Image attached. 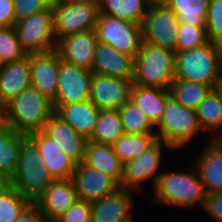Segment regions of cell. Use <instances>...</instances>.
I'll use <instances>...</instances> for the list:
<instances>
[{"label":"cell","mask_w":222,"mask_h":222,"mask_svg":"<svg viewBox=\"0 0 222 222\" xmlns=\"http://www.w3.org/2000/svg\"><path fill=\"white\" fill-rule=\"evenodd\" d=\"M54 180L48 169L41 164L38 166H16L9 182L10 186L34 202Z\"/></svg>","instance_id":"cell-24"},{"label":"cell","mask_w":222,"mask_h":222,"mask_svg":"<svg viewBox=\"0 0 222 222\" xmlns=\"http://www.w3.org/2000/svg\"><path fill=\"white\" fill-rule=\"evenodd\" d=\"M55 222H91V203L77 199Z\"/></svg>","instance_id":"cell-40"},{"label":"cell","mask_w":222,"mask_h":222,"mask_svg":"<svg viewBox=\"0 0 222 222\" xmlns=\"http://www.w3.org/2000/svg\"><path fill=\"white\" fill-rule=\"evenodd\" d=\"M95 32L98 42L136 57L143 42L142 25L99 13Z\"/></svg>","instance_id":"cell-7"},{"label":"cell","mask_w":222,"mask_h":222,"mask_svg":"<svg viewBox=\"0 0 222 222\" xmlns=\"http://www.w3.org/2000/svg\"><path fill=\"white\" fill-rule=\"evenodd\" d=\"M126 134L155 133V125L138 106L129 100L119 109Z\"/></svg>","instance_id":"cell-34"},{"label":"cell","mask_w":222,"mask_h":222,"mask_svg":"<svg viewBox=\"0 0 222 222\" xmlns=\"http://www.w3.org/2000/svg\"><path fill=\"white\" fill-rule=\"evenodd\" d=\"M26 137L6 125L0 129V170L9 179L16 170L21 143Z\"/></svg>","instance_id":"cell-29"},{"label":"cell","mask_w":222,"mask_h":222,"mask_svg":"<svg viewBox=\"0 0 222 222\" xmlns=\"http://www.w3.org/2000/svg\"><path fill=\"white\" fill-rule=\"evenodd\" d=\"M54 113L52 101L32 86L4 105L5 125L25 136L43 131Z\"/></svg>","instance_id":"cell-2"},{"label":"cell","mask_w":222,"mask_h":222,"mask_svg":"<svg viewBox=\"0 0 222 222\" xmlns=\"http://www.w3.org/2000/svg\"><path fill=\"white\" fill-rule=\"evenodd\" d=\"M202 209L217 222H222V191L206 195Z\"/></svg>","instance_id":"cell-42"},{"label":"cell","mask_w":222,"mask_h":222,"mask_svg":"<svg viewBox=\"0 0 222 222\" xmlns=\"http://www.w3.org/2000/svg\"><path fill=\"white\" fill-rule=\"evenodd\" d=\"M145 0H100L99 13L142 25L148 8Z\"/></svg>","instance_id":"cell-28"},{"label":"cell","mask_w":222,"mask_h":222,"mask_svg":"<svg viewBox=\"0 0 222 222\" xmlns=\"http://www.w3.org/2000/svg\"><path fill=\"white\" fill-rule=\"evenodd\" d=\"M43 132L51 137L62 151L76 164L83 162L87 140L54 113L46 122Z\"/></svg>","instance_id":"cell-21"},{"label":"cell","mask_w":222,"mask_h":222,"mask_svg":"<svg viewBox=\"0 0 222 222\" xmlns=\"http://www.w3.org/2000/svg\"><path fill=\"white\" fill-rule=\"evenodd\" d=\"M31 86L52 102L57 94L59 54L56 50L47 53L29 54Z\"/></svg>","instance_id":"cell-18"},{"label":"cell","mask_w":222,"mask_h":222,"mask_svg":"<svg viewBox=\"0 0 222 222\" xmlns=\"http://www.w3.org/2000/svg\"><path fill=\"white\" fill-rule=\"evenodd\" d=\"M208 139L193 164L206 195L222 191V140Z\"/></svg>","instance_id":"cell-17"},{"label":"cell","mask_w":222,"mask_h":222,"mask_svg":"<svg viewBox=\"0 0 222 222\" xmlns=\"http://www.w3.org/2000/svg\"><path fill=\"white\" fill-rule=\"evenodd\" d=\"M42 164V157L33 142L26 137L19 150L17 166H38Z\"/></svg>","instance_id":"cell-41"},{"label":"cell","mask_w":222,"mask_h":222,"mask_svg":"<svg viewBox=\"0 0 222 222\" xmlns=\"http://www.w3.org/2000/svg\"><path fill=\"white\" fill-rule=\"evenodd\" d=\"M176 52L142 42L134 61L133 84L170 89L174 81Z\"/></svg>","instance_id":"cell-4"},{"label":"cell","mask_w":222,"mask_h":222,"mask_svg":"<svg viewBox=\"0 0 222 222\" xmlns=\"http://www.w3.org/2000/svg\"><path fill=\"white\" fill-rule=\"evenodd\" d=\"M170 95V89L142 87L133 84L130 100L135 103L156 125L163 115L166 98Z\"/></svg>","instance_id":"cell-26"},{"label":"cell","mask_w":222,"mask_h":222,"mask_svg":"<svg viewBox=\"0 0 222 222\" xmlns=\"http://www.w3.org/2000/svg\"><path fill=\"white\" fill-rule=\"evenodd\" d=\"M132 80L93 74L89 100L99 109H120L131 97Z\"/></svg>","instance_id":"cell-12"},{"label":"cell","mask_w":222,"mask_h":222,"mask_svg":"<svg viewBox=\"0 0 222 222\" xmlns=\"http://www.w3.org/2000/svg\"><path fill=\"white\" fill-rule=\"evenodd\" d=\"M32 202L12 186L0 191V222H15Z\"/></svg>","instance_id":"cell-35"},{"label":"cell","mask_w":222,"mask_h":222,"mask_svg":"<svg viewBox=\"0 0 222 222\" xmlns=\"http://www.w3.org/2000/svg\"><path fill=\"white\" fill-rule=\"evenodd\" d=\"M178 25L168 5L150 6L142 23L143 42L176 52Z\"/></svg>","instance_id":"cell-10"},{"label":"cell","mask_w":222,"mask_h":222,"mask_svg":"<svg viewBox=\"0 0 222 222\" xmlns=\"http://www.w3.org/2000/svg\"><path fill=\"white\" fill-rule=\"evenodd\" d=\"M174 78L215 89L222 82V46L209 41L203 46L176 52Z\"/></svg>","instance_id":"cell-3"},{"label":"cell","mask_w":222,"mask_h":222,"mask_svg":"<svg viewBox=\"0 0 222 222\" xmlns=\"http://www.w3.org/2000/svg\"><path fill=\"white\" fill-rule=\"evenodd\" d=\"M134 61V57L97 42L91 71L93 74L133 80Z\"/></svg>","instance_id":"cell-20"},{"label":"cell","mask_w":222,"mask_h":222,"mask_svg":"<svg viewBox=\"0 0 222 222\" xmlns=\"http://www.w3.org/2000/svg\"><path fill=\"white\" fill-rule=\"evenodd\" d=\"M15 222H48L40 209L32 202Z\"/></svg>","instance_id":"cell-44"},{"label":"cell","mask_w":222,"mask_h":222,"mask_svg":"<svg viewBox=\"0 0 222 222\" xmlns=\"http://www.w3.org/2000/svg\"><path fill=\"white\" fill-rule=\"evenodd\" d=\"M68 2H74V3H83V4H99L100 0H64Z\"/></svg>","instance_id":"cell-47"},{"label":"cell","mask_w":222,"mask_h":222,"mask_svg":"<svg viewBox=\"0 0 222 222\" xmlns=\"http://www.w3.org/2000/svg\"><path fill=\"white\" fill-rule=\"evenodd\" d=\"M202 131L212 133L211 139L222 140V104L219 93L212 89L196 109ZM219 135V136H218Z\"/></svg>","instance_id":"cell-27"},{"label":"cell","mask_w":222,"mask_h":222,"mask_svg":"<svg viewBox=\"0 0 222 222\" xmlns=\"http://www.w3.org/2000/svg\"><path fill=\"white\" fill-rule=\"evenodd\" d=\"M50 6L54 4L56 0H45Z\"/></svg>","instance_id":"cell-50"},{"label":"cell","mask_w":222,"mask_h":222,"mask_svg":"<svg viewBox=\"0 0 222 222\" xmlns=\"http://www.w3.org/2000/svg\"><path fill=\"white\" fill-rule=\"evenodd\" d=\"M83 163L109 175L119 185L121 184L124 164L115 154L112 145L87 141Z\"/></svg>","instance_id":"cell-25"},{"label":"cell","mask_w":222,"mask_h":222,"mask_svg":"<svg viewBox=\"0 0 222 222\" xmlns=\"http://www.w3.org/2000/svg\"><path fill=\"white\" fill-rule=\"evenodd\" d=\"M72 181L77 198L85 202H95L119 189V184L109 175L85 165L83 162L76 164Z\"/></svg>","instance_id":"cell-13"},{"label":"cell","mask_w":222,"mask_h":222,"mask_svg":"<svg viewBox=\"0 0 222 222\" xmlns=\"http://www.w3.org/2000/svg\"><path fill=\"white\" fill-rule=\"evenodd\" d=\"M5 126L4 106L0 104V129Z\"/></svg>","instance_id":"cell-48"},{"label":"cell","mask_w":222,"mask_h":222,"mask_svg":"<svg viewBox=\"0 0 222 222\" xmlns=\"http://www.w3.org/2000/svg\"><path fill=\"white\" fill-rule=\"evenodd\" d=\"M134 192L119 188L91 203V222H134Z\"/></svg>","instance_id":"cell-15"},{"label":"cell","mask_w":222,"mask_h":222,"mask_svg":"<svg viewBox=\"0 0 222 222\" xmlns=\"http://www.w3.org/2000/svg\"><path fill=\"white\" fill-rule=\"evenodd\" d=\"M192 166L189 171L165 169L161 172L152 190V201L163 206L193 208L199 204L203 208L206 193L196 168Z\"/></svg>","instance_id":"cell-1"},{"label":"cell","mask_w":222,"mask_h":222,"mask_svg":"<svg viewBox=\"0 0 222 222\" xmlns=\"http://www.w3.org/2000/svg\"><path fill=\"white\" fill-rule=\"evenodd\" d=\"M215 90L219 93V96L221 98V104H222V82L215 88Z\"/></svg>","instance_id":"cell-49"},{"label":"cell","mask_w":222,"mask_h":222,"mask_svg":"<svg viewBox=\"0 0 222 222\" xmlns=\"http://www.w3.org/2000/svg\"><path fill=\"white\" fill-rule=\"evenodd\" d=\"M209 42L206 27H195L179 23L177 30L176 52L190 50Z\"/></svg>","instance_id":"cell-37"},{"label":"cell","mask_w":222,"mask_h":222,"mask_svg":"<svg viewBox=\"0 0 222 222\" xmlns=\"http://www.w3.org/2000/svg\"><path fill=\"white\" fill-rule=\"evenodd\" d=\"M212 88L201 83L174 79L171 83L170 94L183 106L196 110Z\"/></svg>","instance_id":"cell-33"},{"label":"cell","mask_w":222,"mask_h":222,"mask_svg":"<svg viewBox=\"0 0 222 222\" xmlns=\"http://www.w3.org/2000/svg\"><path fill=\"white\" fill-rule=\"evenodd\" d=\"M206 30L209 41L222 46V0H210Z\"/></svg>","instance_id":"cell-38"},{"label":"cell","mask_w":222,"mask_h":222,"mask_svg":"<svg viewBox=\"0 0 222 222\" xmlns=\"http://www.w3.org/2000/svg\"><path fill=\"white\" fill-rule=\"evenodd\" d=\"M30 86L29 55L18 61L0 65V104L2 106Z\"/></svg>","instance_id":"cell-22"},{"label":"cell","mask_w":222,"mask_h":222,"mask_svg":"<svg viewBox=\"0 0 222 222\" xmlns=\"http://www.w3.org/2000/svg\"><path fill=\"white\" fill-rule=\"evenodd\" d=\"M124 133L119 109L100 110L94 133L88 141L112 145Z\"/></svg>","instance_id":"cell-31"},{"label":"cell","mask_w":222,"mask_h":222,"mask_svg":"<svg viewBox=\"0 0 222 222\" xmlns=\"http://www.w3.org/2000/svg\"><path fill=\"white\" fill-rule=\"evenodd\" d=\"M149 6L167 5L169 0H145Z\"/></svg>","instance_id":"cell-46"},{"label":"cell","mask_w":222,"mask_h":222,"mask_svg":"<svg viewBox=\"0 0 222 222\" xmlns=\"http://www.w3.org/2000/svg\"><path fill=\"white\" fill-rule=\"evenodd\" d=\"M15 13L13 0H0V28L14 27Z\"/></svg>","instance_id":"cell-43"},{"label":"cell","mask_w":222,"mask_h":222,"mask_svg":"<svg viewBox=\"0 0 222 222\" xmlns=\"http://www.w3.org/2000/svg\"><path fill=\"white\" fill-rule=\"evenodd\" d=\"M27 56L14 27L0 28V65L18 61Z\"/></svg>","instance_id":"cell-36"},{"label":"cell","mask_w":222,"mask_h":222,"mask_svg":"<svg viewBox=\"0 0 222 222\" xmlns=\"http://www.w3.org/2000/svg\"><path fill=\"white\" fill-rule=\"evenodd\" d=\"M10 185L9 178L0 170V191Z\"/></svg>","instance_id":"cell-45"},{"label":"cell","mask_w":222,"mask_h":222,"mask_svg":"<svg viewBox=\"0 0 222 222\" xmlns=\"http://www.w3.org/2000/svg\"><path fill=\"white\" fill-rule=\"evenodd\" d=\"M97 42L95 30H89L61 38L56 42L55 50L66 62L92 70Z\"/></svg>","instance_id":"cell-16"},{"label":"cell","mask_w":222,"mask_h":222,"mask_svg":"<svg viewBox=\"0 0 222 222\" xmlns=\"http://www.w3.org/2000/svg\"><path fill=\"white\" fill-rule=\"evenodd\" d=\"M18 40L29 54L47 53L56 48L52 6L15 23Z\"/></svg>","instance_id":"cell-6"},{"label":"cell","mask_w":222,"mask_h":222,"mask_svg":"<svg viewBox=\"0 0 222 222\" xmlns=\"http://www.w3.org/2000/svg\"><path fill=\"white\" fill-rule=\"evenodd\" d=\"M93 72L66 62L59 56L58 87L53 105L89 100Z\"/></svg>","instance_id":"cell-11"},{"label":"cell","mask_w":222,"mask_h":222,"mask_svg":"<svg viewBox=\"0 0 222 222\" xmlns=\"http://www.w3.org/2000/svg\"><path fill=\"white\" fill-rule=\"evenodd\" d=\"M42 157V164L48 169L55 180L72 179L76 163L69 158L56 142L43 131L27 136Z\"/></svg>","instance_id":"cell-19"},{"label":"cell","mask_w":222,"mask_h":222,"mask_svg":"<svg viewBox=\"0 0 222 222\" xmlns=\"http://www.w3.org/2000/svg\"><path fill=\"white\" fill-rule=\"evenodd\" d=\"M15 23L33 14L46 11L50 5L45 0H13Z\"/></svg>","instance_id":"cell-39"},{"label":"cell","mask_w":222,"mask_h":222,"mask_svg":"<svg viewBox=\"0 0 222 222\" xmlns=\"http://www.w3.org/2000/svg\"><path fill=\"white\" fill-rule=\"evenodd\" d=\"M165 146V147H164ZM163 148L174 150L168 144L158 140L151 148L143 152L140 156L124 163L122 182L120 188L140 194L144 188V181H150L154 189L158 177L161 174V162L164 159ZM150 179V180H149Z\"/></svg>","instance_id":"cell-8"},{"label":"cell","mask_w":222,"mask_h":222,"mask_svg":"<svg viewBox=\"0 0 222 222\" xmlns=\"http://www.w3.org/2000/svg\"><path fill=\"white\" fill-rule=\"evenodd\" d=\"M210 0H169L168 7L175 13L179 23L206 27Z\"/></svg>","instance_id":"cell-32"},{"label":"cell","mask_w":222,"mask_h":222,"mask_svg":"<svg viewBox=\"0 0 222 222\" xmlns=\"http://www.w3.org/2000/svg\"><path fill=\"white\" fill-rule=\"evenodd\" d=\"M155 130L158 140L177 150L187 146L198 132H203L196 110L181 105L171 94L166 98L163 115Z\"/></svg>","instance_id":"cell-5"},{"label":"cell","mask_w":222,"mask_h":222,"mask_svg":"<svg viewBox=\"0 0 222 222\" xmlns=\"http://www.w3.org/2000/svg\"><path fill=\"white\" fill-rule=\"evenodd\" d=\"M99 4L56 0L52 5L56 40L79 32L95 30Z\"/></svg>","instance_id":"cell-9"},{"label":"cell","mask_w":222,"mask_h":222,"mask_svg":"<svg viewBox=\"0 0 222 222\" xmlns=\"http://www.w3.org/2000/svg\"><path fill=\"white\" fill-rule=\"evenodd\" d=\"M77 199L72 179H57L52 181L33 203L48 222H55Z\"/></svg>","instance_id":"cell-14"},{"label":"cell","mask_w":222,"mask_h":222,"mask_svg":"<svg viewBox=\"0 0 222 222\" xmlns=\"http://www.w3.org/2000/svg\"><path fill=\"white\" fill-rule=\"evenodd\" d=\"M158 141L156 133L121 135L113 144V150L124 164L140 156Z\"/></svg>","instance_id":"cell-30"},{"label":"cell","mask_w":222,"mask_h":222,"mask_svg":"<svg viewBox=\"0 0 222 222\" xmlns=\"http://www.w3.org/2000/svg\"><path fill=\"white\" fill-rule=\"evenodd\" d=\"M55 113L87 141L94 133L100 110L90 101L53 105Z\"/></svg>","instance_id":"cell-23"}]
</instances>
